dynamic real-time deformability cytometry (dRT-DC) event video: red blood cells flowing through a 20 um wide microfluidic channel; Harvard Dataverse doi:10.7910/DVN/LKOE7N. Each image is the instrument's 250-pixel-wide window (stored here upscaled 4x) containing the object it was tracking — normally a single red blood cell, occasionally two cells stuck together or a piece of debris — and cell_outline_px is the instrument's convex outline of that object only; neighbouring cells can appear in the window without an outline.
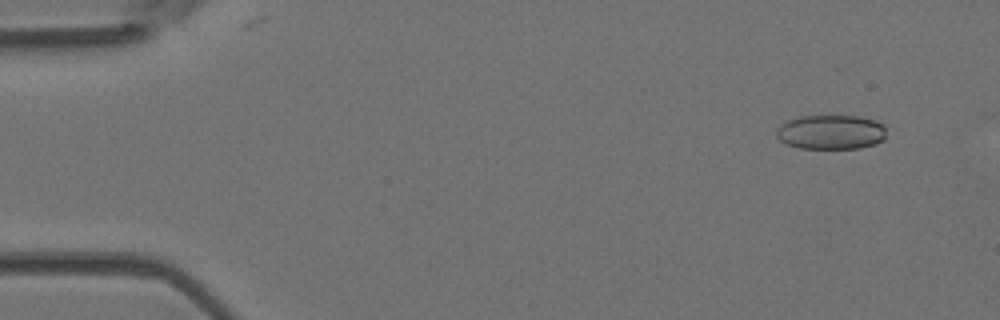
{"species": "Egyptian fruit bat (a non-hibernating species)", "species_latin": "Rousettus aegyptiacus", "temperature_condition": "room temperature", "stored_images_in_passage": 5, "camera_frame_rate_fps": 3000, "um_per_image_px": 0.085, "animal": {"sex": "female"}, "frame": {"image": 1, "passage_image": 1, "time_ms": 0.0, "image_size_px": [1000, 320], "cell_outline_px": [[884, 140], [876, 144], [860, 148], [800, 148], [788, 144], [780, 140], [776, 136], [776, 128], [780, 124], [788, 120], [800, 116], [860, 116], [884, 124]], "centroid_in_image_um": [70.61, 11.23], "position_along_channel_um": 14.4, "area_um2": 22.08}}
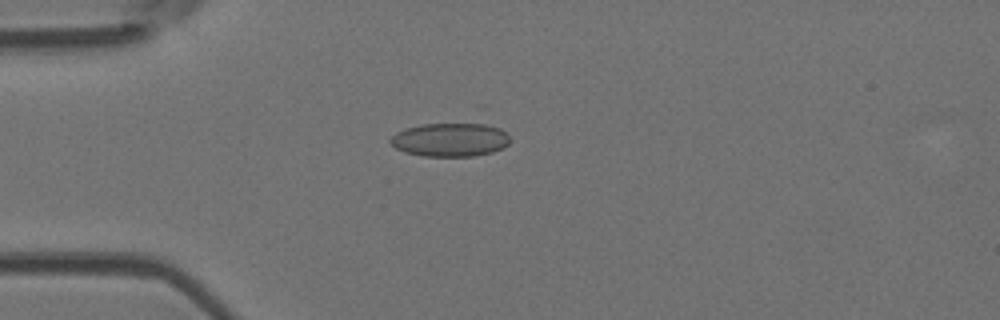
{"frame": {"image": 2, "passage_image": 3, "time_ms": 3.333, "image_size_px": [1000, 320], "cell_outline_px": [[508, 144], [504, 148], [492, 152], [476, 156], [424, 156], [404, 152], [388, 144], [388, 140], [396, 132], [404, 128], [420, 124], [484, 124], [500, 128], [508, 136]], "centroid_in_image_um": [38.21, 11.88], "position_along_channel_um": 46.8, "area_um2": 23.52}}